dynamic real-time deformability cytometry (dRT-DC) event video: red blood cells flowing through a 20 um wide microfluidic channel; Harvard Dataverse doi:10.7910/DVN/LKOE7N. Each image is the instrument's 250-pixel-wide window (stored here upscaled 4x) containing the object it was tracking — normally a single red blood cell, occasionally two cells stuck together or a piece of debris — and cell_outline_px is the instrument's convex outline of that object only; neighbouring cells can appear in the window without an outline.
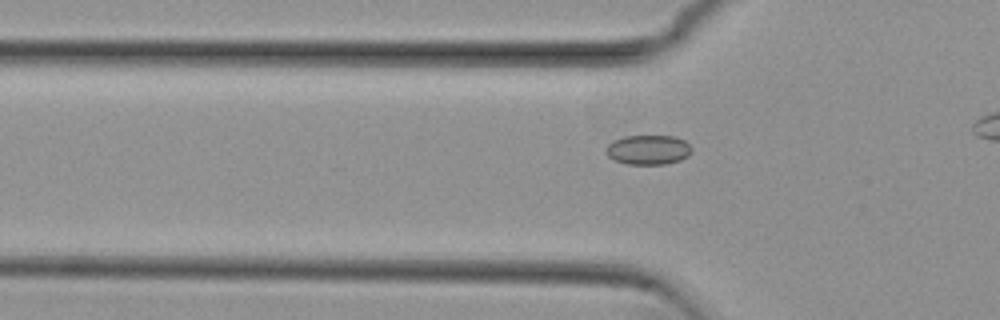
{"species": "common noctule bat (a hibernating species)", "species_latin": "Nyctalus noctula", "temperature_condition": "cold", "stored_images_in_passage": 23, "camera_frame_rate_fps": 3000, "um_per_image_px": 0.085, "animal": {"sex": "female", "body_mass_g": 29.2, "forearm_length_mm": 56.3}, "frame": {"image": 1, "passage_image": 7, "time_ms": 2.0, "image_size_px": [1000, 320], "cell_outline_px": [[692, 152], [688, 156], [680, 160], [664, 164], [628, 164], [616, 160], [608, 156], [604, 148], [612, 140], [624, 136], [676, 136], [684, 140], [692, 148]], "centroid_in_image_um": [55.1, 12.72], "position_along_channel_um": 70.7, "area_um2": 14.85}}
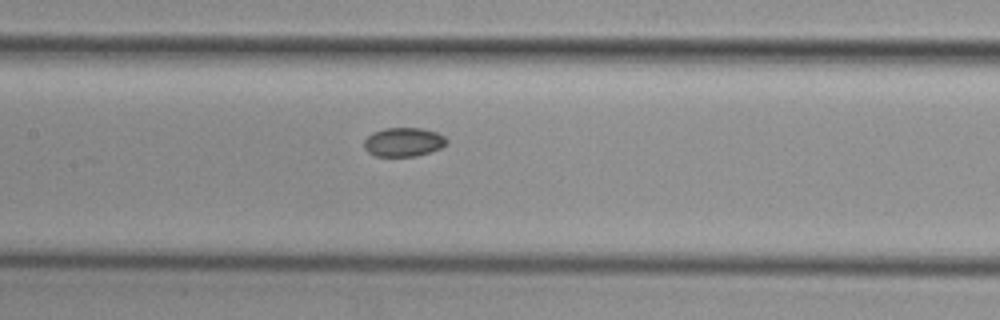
{"frame": {"image": 2, "passage_image": 15, "time_ms": 4.667, "image_size_px": [1000, 320], "cell_outline_px": [[448, 144], [440, 148], [416, 156], [376, 156], [368, 152], [364, 148], [364, 140], [372, 132], [384, 128], [420, 128], [436, 132], [444, 136], [448, 140]], "centroid_in_image_um": [34.29, 12.07], "position_along_channel_um": 173.1, "area_um2": 13.93}}
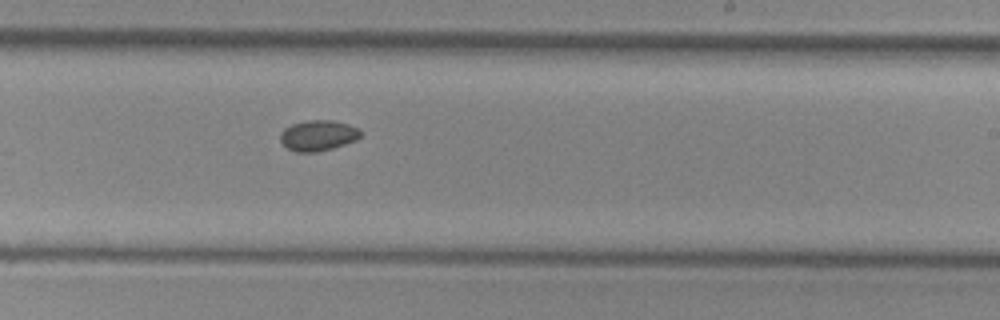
{"frame": {"image": 3, "passage_image": 22, "time_ms": 7.0, "image_size_px": [1000, 320], "cell_outline_px": [[360, 136], [356, 140], [332, 148], [316, 152], [296, 152], [288, 148], [280, 140], [280, 132], [284, 128], [292, 124], [308, 120], [332, 120], [348, 124], [356, 128], [360, 132]], "centroid_in_image_um": [27.0, 11.51], "position_along_channel_um": 262.0, "area_um2": 14.16}}